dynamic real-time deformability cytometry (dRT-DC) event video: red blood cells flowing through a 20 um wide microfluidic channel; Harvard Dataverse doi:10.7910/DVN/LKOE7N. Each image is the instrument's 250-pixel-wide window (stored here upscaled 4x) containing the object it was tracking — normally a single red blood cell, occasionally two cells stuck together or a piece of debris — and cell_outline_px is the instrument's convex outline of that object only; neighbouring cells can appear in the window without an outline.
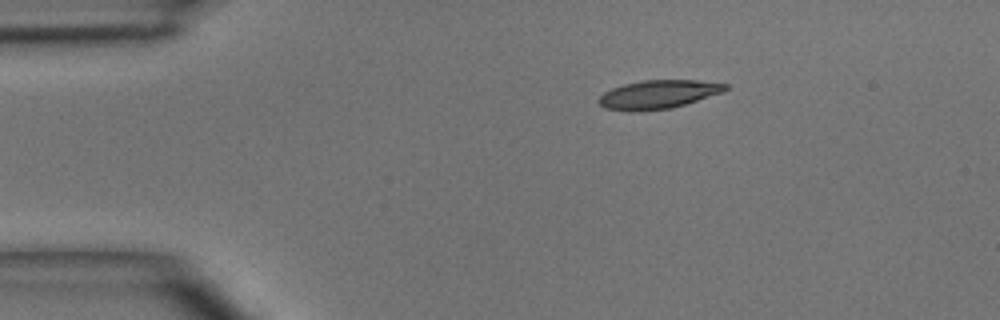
{"species": "common noctule bat (a hibernating species)", "species_latin": "Nyctalus noctula", "temperature_condition": "room temperature", "stored_images_in_passage": 4, "camera_frame_rate_fps": 3000, "um_per_image_px": 0.085, "animal": {"sex": "male", "body_mass_g": 15.6}, "frame": {"image": 1, "passage_image": 1, "time_ms": 0.0, "image_size_px": [1000, 320], "cell_outline_px": [[728, 88], [724, 92], [672, 108], [640, 112], [628, 112], [604, 108], [596, 100], [604, 92], [612, 88], [624, 84], [644, 80], [696, 80], [728, 84]], "centroid_in_image_um": [55.92, 8.04], "position_along_channel_um": 29.1, "area_um2": 21.33}}
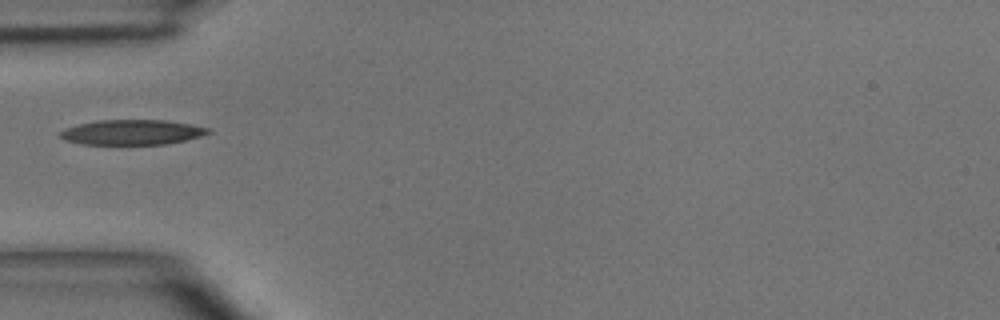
{"frame": {"image": 2, "passage_image": 3, "time_ms": 2.333, "image_size_px": [1000, 320], "cell_outline_px": [[212, 132], [200, 136], [168, 144], [80, 144], [64, 140], [60, 136], [60, 132], [64, 128], [96, 120], [164, 120], [192, 124], [208, 128]], "centroid_in_image_um": [11.21, 11.24], "position_along_channel_um": 73.8, "area_um2": 21.56}}
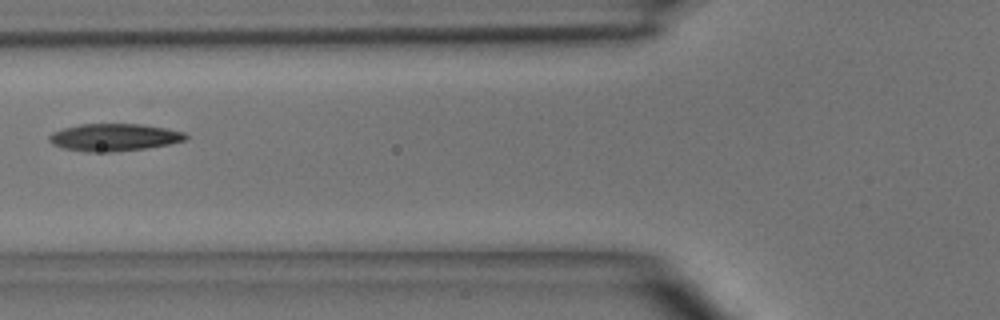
{"frame": {"image": 3, "passage_image": 4, "time_ms": 3.333, "image_size_px": [1000, 320], "cell_outline_px": [[188, 136], [184, 140], [168, 144], [144, 148], [112, 152], [84, 152], [64, 148], [52, 144], [48, 140], [48, 136], [52, 132], [64, 128], [80, 124], [140, 124], [168, 128], [184, 132]], "centroid_in_image_um": [9.67, 11.67], "position_along_channel_um": 116.1, "area_um2": 21.73}}